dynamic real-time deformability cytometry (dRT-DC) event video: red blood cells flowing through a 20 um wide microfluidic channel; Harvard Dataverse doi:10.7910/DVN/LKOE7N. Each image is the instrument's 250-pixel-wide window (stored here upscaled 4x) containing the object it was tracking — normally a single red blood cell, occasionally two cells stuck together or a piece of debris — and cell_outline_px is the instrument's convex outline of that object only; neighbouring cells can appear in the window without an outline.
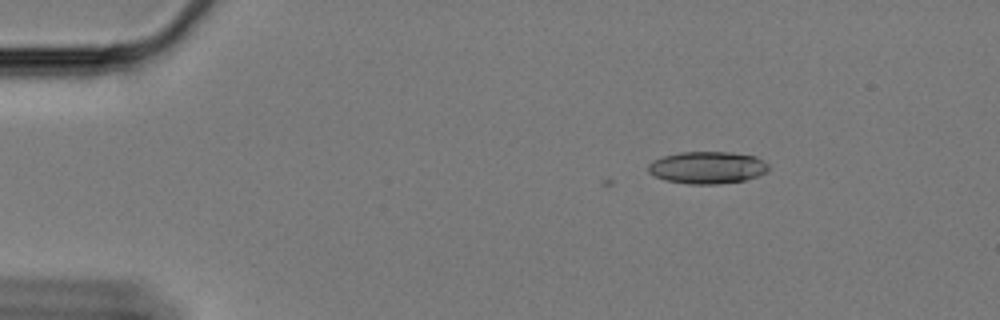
{"species": "Egyptian fruit bat (a non-hibernating species)", "species_latin": "Rousettus aegyptiacus", "temperature_condition": "cold", "stored_images_in_passage": 7, "camera_frame_rate_fps": 3000, "um_per_image_px": 0.085, "animal": {"sex": "female"}, "frame": {"image": 1, "passage_image": 1, "time_ms": 0.0, "image_size_px": [1000, 320], "cell_outline_px": [[768, 172], [744, 180], [716, 184], [688, 184], [664, 180], [652, 176], [648, 172], [648, 164], [652, 160], [664, 156], [680, 152], [728, 152], [756, 156], [768, 164]], "centroid_in_image_um": [60.08, 14.24], "position_along_channel_um": 24.9, "area_um2": 22.66}}